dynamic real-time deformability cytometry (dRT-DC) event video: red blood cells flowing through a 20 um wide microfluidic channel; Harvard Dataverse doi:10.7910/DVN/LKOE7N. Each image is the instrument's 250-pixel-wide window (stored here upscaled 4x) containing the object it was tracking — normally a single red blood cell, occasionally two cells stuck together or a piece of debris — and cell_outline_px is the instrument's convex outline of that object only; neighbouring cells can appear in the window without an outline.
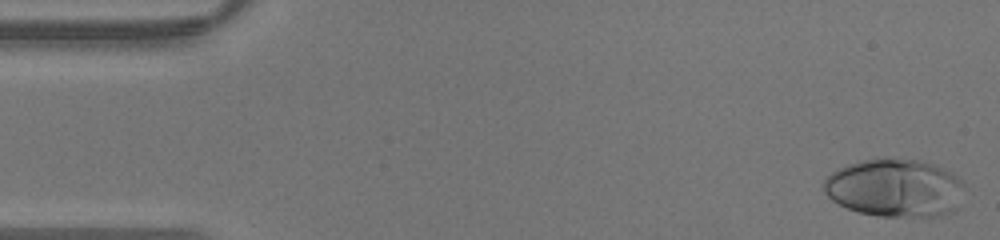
{"species": "human", "species_latin": "Homo sapiens", "temperature_condition": "warm", "stored_images_in_passage": 37, "camera_frame_rate_fps": 3000, "um_per_image_px": 0.085, "donor": {"sex": "male"}, "frame": {"image": 1, "passage_image": 1, "time_ms": 0.0, "image_size_px": [1000, 240], "cell_outline_px": [[964, 184], [956, 212], [936, 216], [880, 216], [860, 212], [848, 208], [832, 200], [824, 192], [820, 184], [832, 172], [848, 164], [864, 160], [884, 156], [920, 160], [936, 164], [952, 172]], "centroid_in_image_um": [76.07, 15.95], "position_along_channel_um": 8.9, "area_um2": 48.15}}
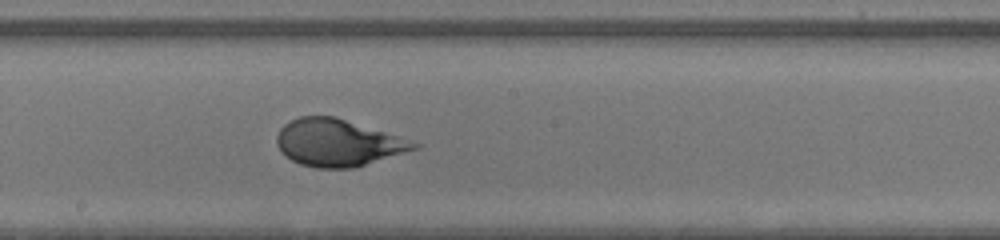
{"frame": {"image": 2, "passage_image": 22, "time_ms": 7.0, "image_size_px": [1000, 240], "cell_outline_px": [[420, 148], [356, 168], [316, 168], [300, 164], [292, 160], [276, 144], [276, 136], [280, 128], [284, 124], [300, 116], [336, 116], [420, 144]], "centroid_in_image_um": [28.71, 12.14], "position_along_channel_um": 219.5, "area_um2": 37.34}}
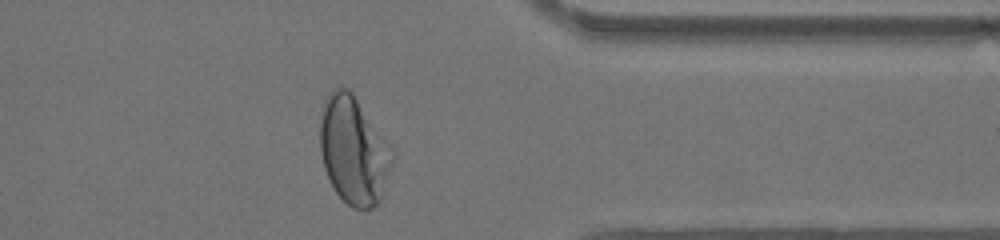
{"frame": {"image": 3, "passage_image": 33, "time_ms": 10.667, "image_size_px": [1000, 240], "cell_outline_px": [[396, 156], [380, 200], [372, 208], [352, 208], [336, 192], [324, 168], [320, 152], [320, 124], [324, 100], [332, 88], [344, 84], [352, 92], [396, 152]], "centroid_in_image_um": [30.08, 12.74], "position_along_channel_um": 381.3, "area_um2": 45.78}}